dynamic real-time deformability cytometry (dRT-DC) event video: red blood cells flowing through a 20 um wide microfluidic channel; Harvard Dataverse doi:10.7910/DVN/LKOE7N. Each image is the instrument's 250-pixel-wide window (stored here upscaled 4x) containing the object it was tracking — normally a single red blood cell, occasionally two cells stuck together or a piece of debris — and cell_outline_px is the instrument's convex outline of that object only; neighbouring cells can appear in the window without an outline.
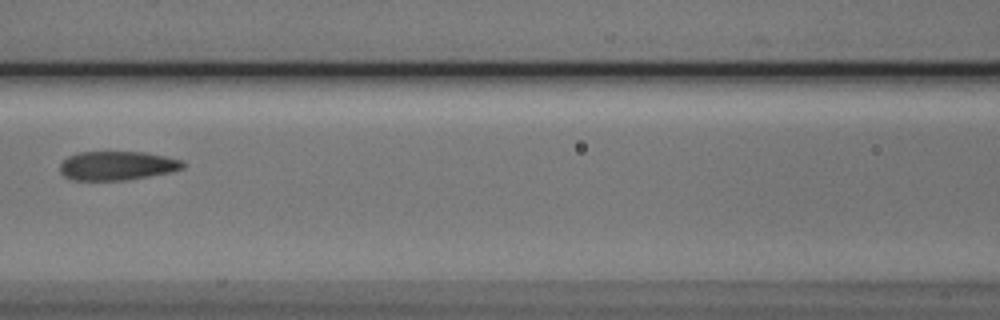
{"species": "Egyptian fruit bat (a non-hibernating species)", "species_latin": "Rousettus aegyptiacus", "temperature_condition": "cold", "stored_images_in_passage": 6, "camera_frame_rate_fps": 3000, "um_per_image_px": 0.085, "animal": {"sex": "male"}, "frame": {"image": 1, "passage_image": 6, "time_ms": 5.667, "image_size_px": [1000, 320], "cell_outline_px": [[184, 168], [168, 172], [148, 176], [124, 180], [72, 180], [64, 176], [60, 172], [60, 164], [68, 156], [80, 152], [144, 152], [164, 156], [180, 160], [184, 164]], "centroid_in_image_um": [9.91, 14.08], "position_along_channel_um": 156.7, "area_um2": 20.52}}